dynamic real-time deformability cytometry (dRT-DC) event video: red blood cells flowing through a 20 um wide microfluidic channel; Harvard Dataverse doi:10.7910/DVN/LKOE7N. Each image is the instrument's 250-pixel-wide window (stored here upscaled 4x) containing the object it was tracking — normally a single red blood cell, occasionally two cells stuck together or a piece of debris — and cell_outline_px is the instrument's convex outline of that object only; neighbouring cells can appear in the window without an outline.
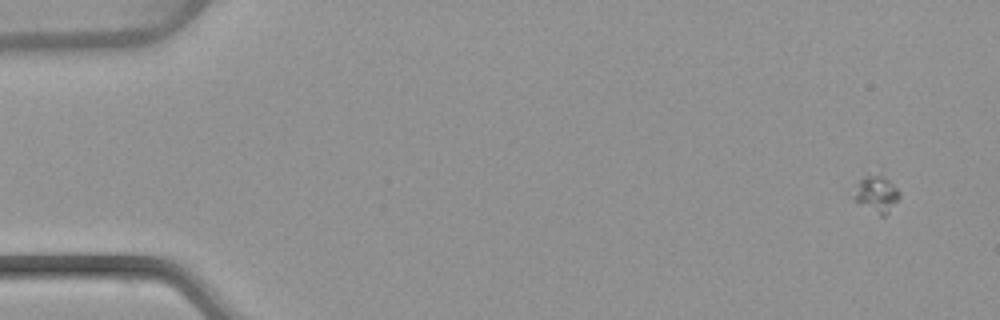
{"species": "common noctule bat (a hibernating species)", "species_latin": "Nyctalus noctula", "temperature_condition": "warm", "stored_images_in_passage": 5, "camera_frame_rate_fps": 3000, "um_per_image_px": 0.085, "animal": {"sex": "female", "body_mass_g": 22.7, "forearm_length_mm": 54.2}, "frame": {"image": 1, "passage_image": 2, "time_ms": 1.0, "image_size_px": [1000, 320], "cell_outline_px": [[900, 196], [888, 212], [884, 216], [880, 216], [852, 200], [848, 188], [868, 172], [880, 172], [900, 192]], "centroid_in_image_um": [74.35, 16.42], "position_along_channel_um": 10.7, "area_um2": 10.58}}
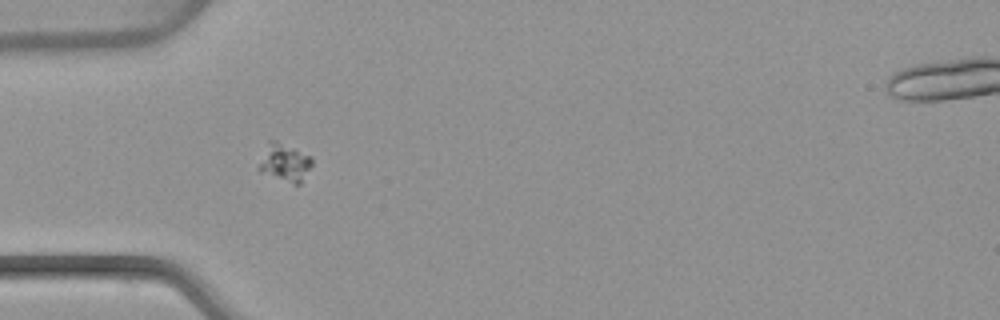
{"frame": {"image": 2, "passage_image": 5, "time_ms": 5.667, "image_size_px": [1000, 320], "cell_outline_px": [[312, 164], [300, 184], [292, 184], [260, 172], [256, 168], [272, 140], [276, 140], [312, 156]], "centroid_in_image_um": [24.23, 13.85], "position_along_channel_um": 60.8, "area_um2": 11.44}}